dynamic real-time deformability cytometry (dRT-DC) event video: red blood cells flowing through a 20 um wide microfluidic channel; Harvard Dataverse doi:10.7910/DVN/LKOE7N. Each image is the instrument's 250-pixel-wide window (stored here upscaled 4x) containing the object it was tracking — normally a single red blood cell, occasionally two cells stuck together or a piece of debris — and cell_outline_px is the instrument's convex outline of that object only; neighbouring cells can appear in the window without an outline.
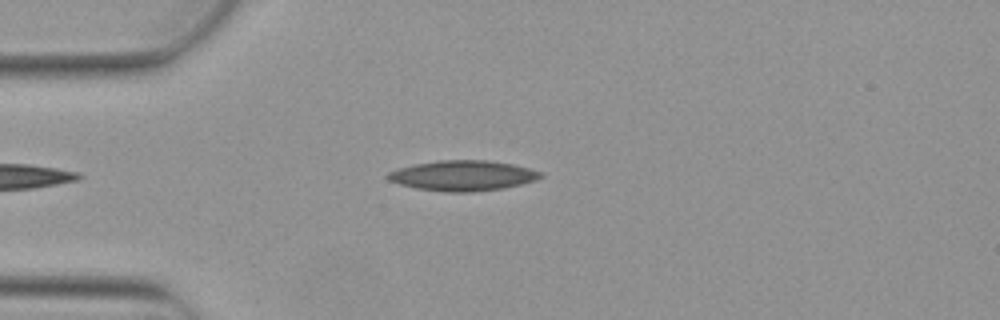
{"species": "Egyptian fruit bat (a non-hibernating species)", "species_latin": "Rousettus aegyptiacus", "temperature_condition": "warm", "stored_images_in_passage": 2, "camera_frame_rate_fps": 3000, "um_per_image_px": 0.085, "animal": {"sex": "female"}, "frame": {"image": 1, "passage_image": 2, "time_ms": 0.333, "image_size_px": [1000, 320], "cell_outline_px": [[544, 176], [536, 180], [504, 188], [472, 192], [444, 192], [416, 188], [400, 184], [388, 180], [384, 176], [388, 172], [400, 168], [416, 164], [440, 160], [488, 160], [512, 164], [528, 168], [540, 172]], "centroid_in_image_um": [39.33, 14.93], "position_along_channel_um": 45.7, "area_um2": 26.88}}